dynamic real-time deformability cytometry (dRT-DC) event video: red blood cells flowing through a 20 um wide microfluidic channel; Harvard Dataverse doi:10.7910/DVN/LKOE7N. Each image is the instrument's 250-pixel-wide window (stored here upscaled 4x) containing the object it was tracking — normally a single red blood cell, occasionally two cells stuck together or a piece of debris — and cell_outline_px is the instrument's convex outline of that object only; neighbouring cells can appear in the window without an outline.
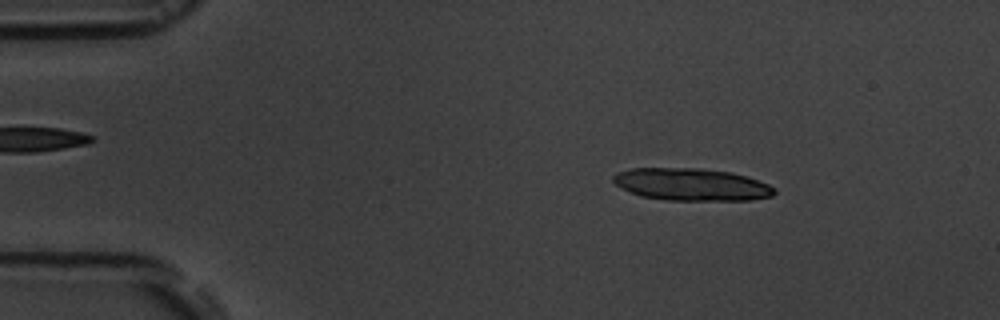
{"species": "common noctule bat (a hibernating species)", "species_latin": "Nyctalus noctula", "temperature_condition": "room temperature", "stored_images_in_passage": 6, "camera_frame_rate_fps": 3000, "um_per_image_px": 0.085, "animal": {"sex": "male", "body_mass_g": 19.5, "forearm_length_mm": 54.6}, "frame": {"image": 1, "passage_image": 2, "time_ms": 1.0, "image_size_px": [1000, 320], "cell_outline_px": [[776, 192], [772, 196], [752, 200], [668, 200], [640, 196], [620, 188], [612, 180], [612, 176], [616, 172], [632, 168], [700, 168], [732, 172], [768, 184], [776, 188]], "centroid_in_image_um": [58.75, 15.68], "position_along_channel_um": 26.3, "area_um2": 30.46}}
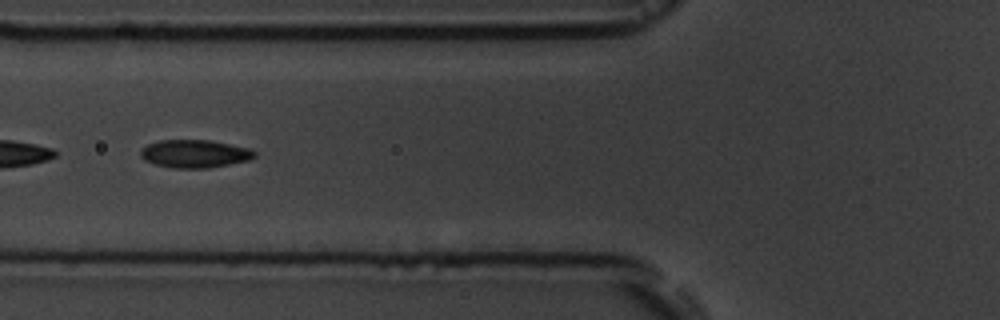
{"frame": {"image": 2, "passage_image": 5, "time_ms": 5.333, "image_size_px": [1000, 320], "cell_outline_px": [[256, 156], [248, 160], [208, 168], [172, 168], [156, 164], [144, 160], [140, 156], [140, 148], [148, 144], [160, 140], [208, 140], [252, 148], [256, 152]], "centroid_in_image_um": [16.54, 13.06], "position_along_channel_um": 109.3, "area_um2": 18.61}}
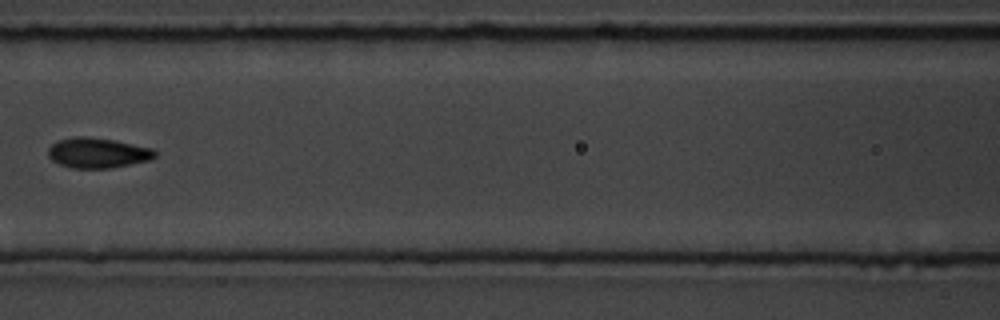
{"frame": {"image": 3, "passage_image": 6, "time_ms": 6.667, "image_size_px": [1000, 320], "cell_outline_px": [[156, 156], [148, 160], [108, 168], [72, 168], [60, 164], [52, 160], [48, 156], [48, 148], [56, 140], [76, 136], [84, 136], [116, 140], [152, 148], [156, 152]], "centroid_in_image_um": [8.26, 12.98], "position_along_channel_um": 158.3, "area_um2": 18.73}}